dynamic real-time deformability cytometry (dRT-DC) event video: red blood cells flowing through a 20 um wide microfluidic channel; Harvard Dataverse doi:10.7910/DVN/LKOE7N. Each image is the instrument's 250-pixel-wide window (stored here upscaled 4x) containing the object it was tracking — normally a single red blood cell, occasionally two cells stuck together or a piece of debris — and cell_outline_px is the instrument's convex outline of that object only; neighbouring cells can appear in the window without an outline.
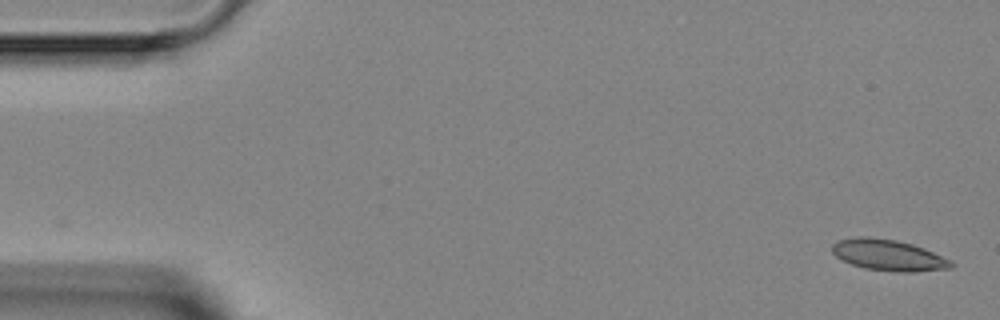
{"species": "Egyptian fruit bat (a non-hibernating species)", "species_latin": "Rousettus aegyptiacus", "temperature_condition": "room temperature", "stored_images_in_passage": 6, "camera_frame_rate_fps": 3000, "um_per_image_px": 0.085, "animal": {"sex": "female"}, "frame": {"image": 1, "passage_image": 1, "time_ms": 0.0, "image_size_px": [1000, 320], "cell_outline_px": [[956, 264], [952, 268], [912, 272], [896, 272], [864, 268], [852, 264], [836, 256], [832, 252], [832, 244], [840, 240], [860, 236], [868, 236], [896, 240], [912, 244], [924, 248], [952, 260]], "centroid_in_image_um": [75.56, 21.69], "position_along_channel_um": 9.4, "area_um2": 21.62}}
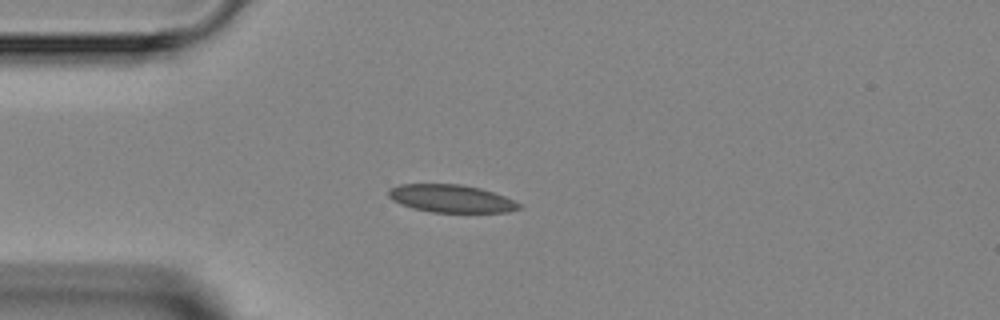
{"frame": {"image": 2, "passage_image": 4, "time_ms": 3.667, "image_size_px": [1000, 320], "cell_outline_px": [[524, 208], [508, 212], [432, 212], [412, 208], [400, 204], [392, 200], [388, 196], [388, 188], [400, 184], [460, 184], [480, 188], [504, 196], [520, 204]], "centroid_in_image_um": [38.32, 16.88], "position_along_channel_um": 46.7, "area_um2": 21.15}}
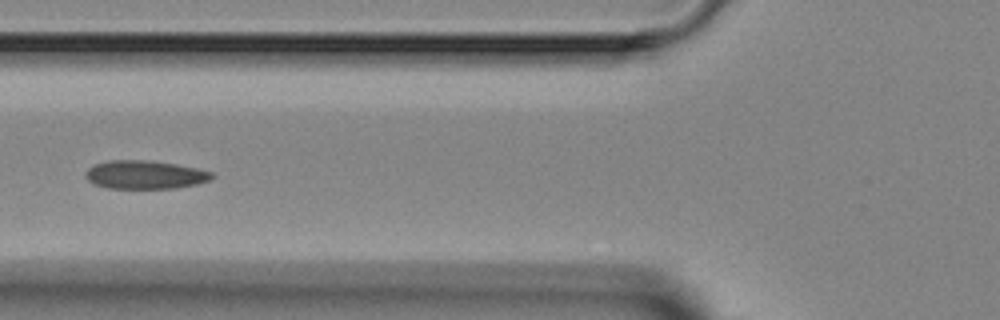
{"frame": {"image": 3, "passage_image": 6, "time_ms": 5.667, "image_size_px": [1000, 320], "cell_outline_px": [[216, 176], [208, 180], [196, 184], [176, 188], [108, 188], [96, 184], [88, 180], [84, 176], [84, 172], [92, 164], [108, 160], [148, 160], [176, 164], [196, 168], [212, 172]], "centroid_in_image_um": [12.29, 14.84], "position_along_channel_um": 113.5, "area_um2": 20.98}}